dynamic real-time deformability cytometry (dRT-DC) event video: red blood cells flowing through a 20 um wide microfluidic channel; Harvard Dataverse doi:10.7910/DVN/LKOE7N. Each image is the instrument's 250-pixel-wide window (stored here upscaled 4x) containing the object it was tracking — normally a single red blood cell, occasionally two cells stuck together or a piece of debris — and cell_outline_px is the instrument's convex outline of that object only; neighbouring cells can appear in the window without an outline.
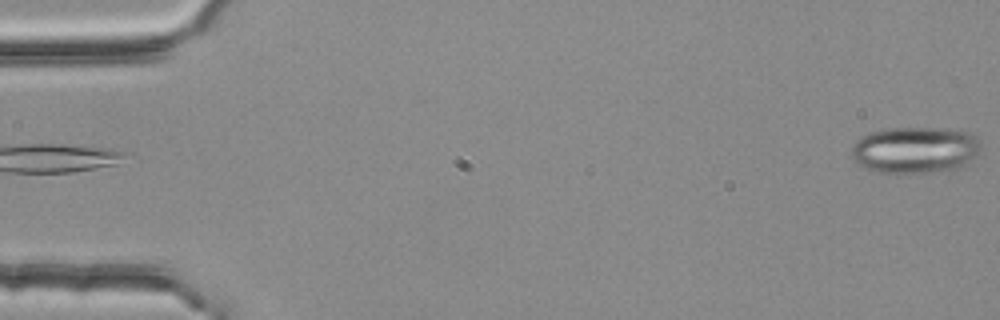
{"species": "common noctule bat (a hibernating species)", "species_latin": "Nyctalus noctula", "temperature_condition": "room temperature", "stored_images_in_passage": 4, "camera_frame_rate_fps": 3000, "um_per_image_px": 0.085, "animal": {"sex": "female", "body_mass_g": 25.1}, "frame": {"image": 1, "passage_image": 4, "time_ms": 1.0, "image_size_px": [1000, 320], "cell_outline_px": [[980, 148], [972, 164], [960, 168], [924, 172], [876, 172], [852, 160], [852, 144], [860, 136], [872, 132], [888, 128], [948, 128], [968, 132], [976, 136], [980, 140]], "centroid_in_image_um": [77.83, 12.73], "position_along_channel_um": 7.2, "area_um2": 35.32}}